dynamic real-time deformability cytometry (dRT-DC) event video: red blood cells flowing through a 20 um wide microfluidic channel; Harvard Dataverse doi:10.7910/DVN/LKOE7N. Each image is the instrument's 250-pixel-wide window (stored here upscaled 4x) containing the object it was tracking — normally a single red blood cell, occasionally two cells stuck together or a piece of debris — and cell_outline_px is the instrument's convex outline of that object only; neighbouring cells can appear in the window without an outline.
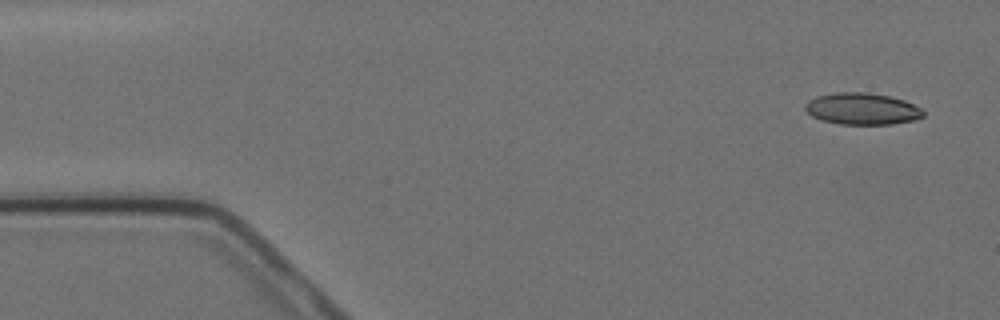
{"species": "Egyptian fruit bat (a non-hibernating species)", "species_latin": "Rousettus aegyptiacus", "temperature_condition": "cold", "stored_images_in_passage": 6, "camera_frame_rate_fps": 3000, "um_per_image_px": 0.085, "animal": {"sex": "female"}, "frame": {"image": 1, "passage_image": 1, "time_ms": 0.0, "image_size_px": [1000, 320], "cell_outline_px": [[924, 116], [916, 120], [892, 124], [840, 124], [820, 120], [812, 116], [804, 108], [804, 104], [808, 100], [816, 96], [836, 92], [868, 92], [892, 96], [904, 100], [920, 108], [924, 112]], "centroid_in_image_um": [73.27, 9.24], "position_along_channel_um": 11.7, "area_um2": 22.02}}
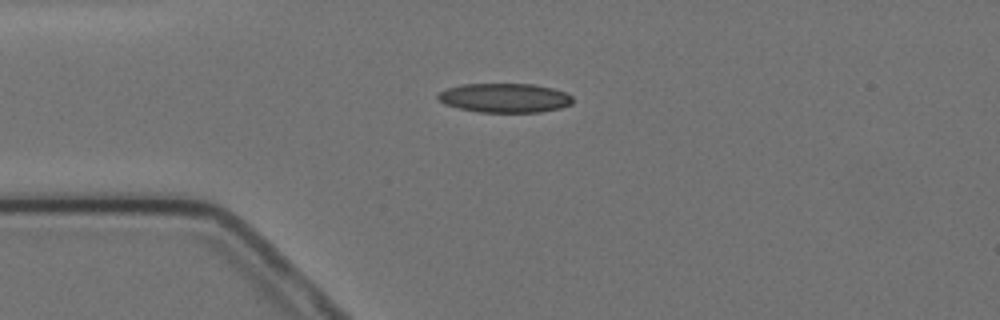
{"frame": {"image": 2, "passage_image": 4, "time_ms": 3.333, "image_size_px": [1000, 320], "cell_outline_px": [[572, 104], [560, 108], [540, 112], [480, 112], [460, 108], [444, 104], [436, 96], [440, 92], [448, 88], [460, 84], [532, 84], [552, 88], [564, 92], [572, 96]], "centroid_in_image_um": [42.9, 8.32], "position_along_channel_um": 42.1, "area_um2": 22.83}}
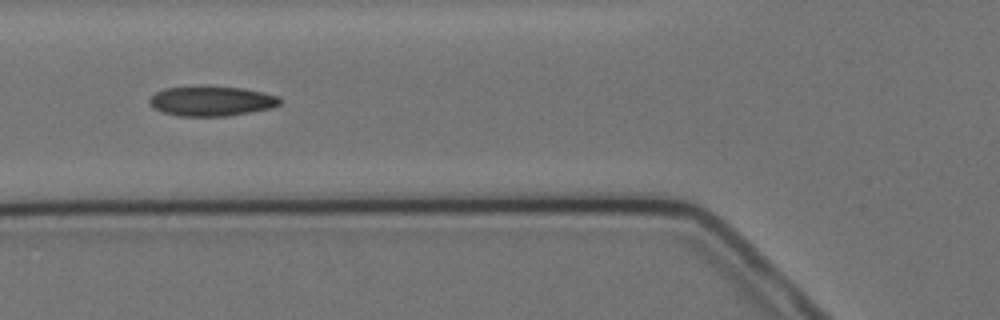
{"frame": {"image": 3, "passage_image": 6, "time_ms": 5.667, "image_size_px": [1000, 320], "cell_outline_px": [[280, 104], [272, 108], [252, 112], [228, 116], [180, 116], [160, 112], [152, 108], [148, 100], [156, 92], [164, 88], [200, 84], [204, 84], [244, 88], [264, 92], [280, 96]], "centroid_in_image_um": [17.96, 8.56], "position_along_channel_um": 107.8, "area_um2": 23.58}}